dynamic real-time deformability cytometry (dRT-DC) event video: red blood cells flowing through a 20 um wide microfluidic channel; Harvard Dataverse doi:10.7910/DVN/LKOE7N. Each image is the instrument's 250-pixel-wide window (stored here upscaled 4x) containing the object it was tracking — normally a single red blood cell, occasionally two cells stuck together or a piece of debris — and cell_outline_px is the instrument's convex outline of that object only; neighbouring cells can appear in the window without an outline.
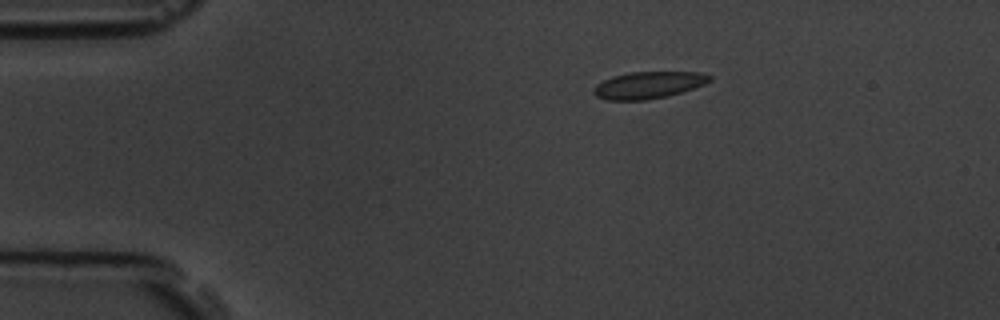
{"species": "common noctule bat (a hibernating species)", "species_latin": "Nyctalus noctula", "temperature_condition": "room temperature", "stored_images_in_passage": 5, "camera_frame_rate_fps": 3000, "um_per_image_px": 0.085, "animal": {"sex": "male", "body_mass_g": 19.5, "forearm_length_mm": 54.6}, "frame": {"image": 1, "passage_image": 3, "time_ms": 2.333, "image_size_px": [1000, 320], "cell_outline_px": [[712, 80], [704, 84], [668, 96], [648, 100], [608, 100], [596, 96], [592, 92], [592, 88], [596, 84], [612, 76], [628, 72], [700, 72], [712, 76]], "centroid_in_image_um": [55.08, 7.23], "position_along_channel_um": 29.9, "area_um2": 18.26}}
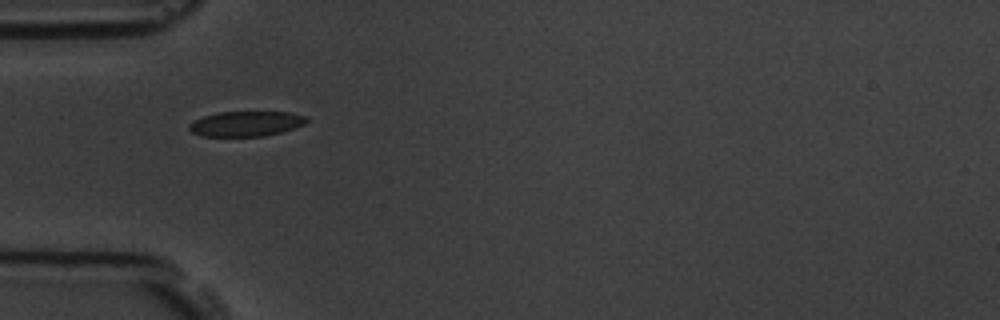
{"frame": {"image": 2, "passage_image": 5, "time_ms": 4.667, "image_size_px": [1000, 320], "cell_outline_px": [[308, 120], [304, 124], [280, 132], [264, 136], [200, 136], [192, 132], [188, 128], [188, 124], [204, 116], [216, 112], [288, 112], [308, 116]], "centroid_in_image_um": [20.9, 10.51], "position_along_channel_um": 64.1, "area_um2": 17.11}}